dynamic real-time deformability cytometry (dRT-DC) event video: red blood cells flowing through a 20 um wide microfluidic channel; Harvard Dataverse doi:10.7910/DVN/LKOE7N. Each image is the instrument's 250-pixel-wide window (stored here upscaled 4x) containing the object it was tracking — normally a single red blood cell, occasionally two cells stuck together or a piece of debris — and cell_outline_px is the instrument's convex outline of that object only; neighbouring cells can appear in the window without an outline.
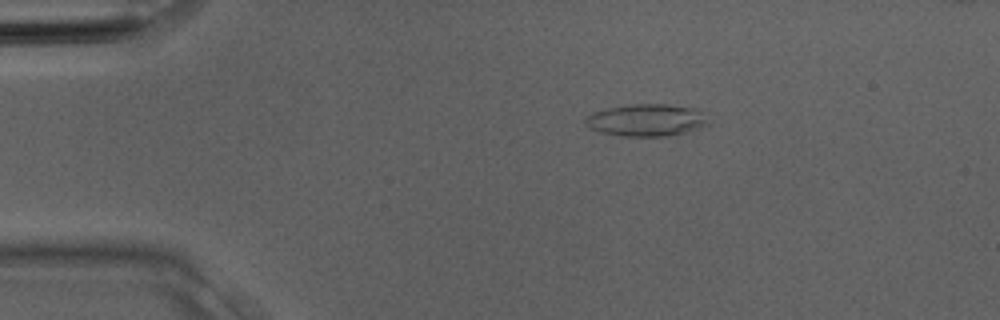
{"species": "Egyptian fruit bat (a non-hibernating species)", "species_latin": "Rousettus aegyptiacus", "temperature_condition": "room temperature", "stored_images_in_passage": 3, "camera_frame_rate_fps": 3000, "um_per_image_px": 0.085, "animal": {"sex": "male"}, "frame": {"image": 1, "passage_image": 2, "time_ms": 0.333, "image_size_px": [1000, 320], "cell_outline_px": [[708, 124], [700, 128], [668, 136], [620, 136], [600, 132], [588, 128], [584, 124], [584, 120], [592, 112], [608, 108], [628, 104], [668, 104], [696, 108], [708, 112]], "centroid_in_image_um": [54.98, 10.2], "position_along_channel_um": 30.0, "area_um2": 23.47}}